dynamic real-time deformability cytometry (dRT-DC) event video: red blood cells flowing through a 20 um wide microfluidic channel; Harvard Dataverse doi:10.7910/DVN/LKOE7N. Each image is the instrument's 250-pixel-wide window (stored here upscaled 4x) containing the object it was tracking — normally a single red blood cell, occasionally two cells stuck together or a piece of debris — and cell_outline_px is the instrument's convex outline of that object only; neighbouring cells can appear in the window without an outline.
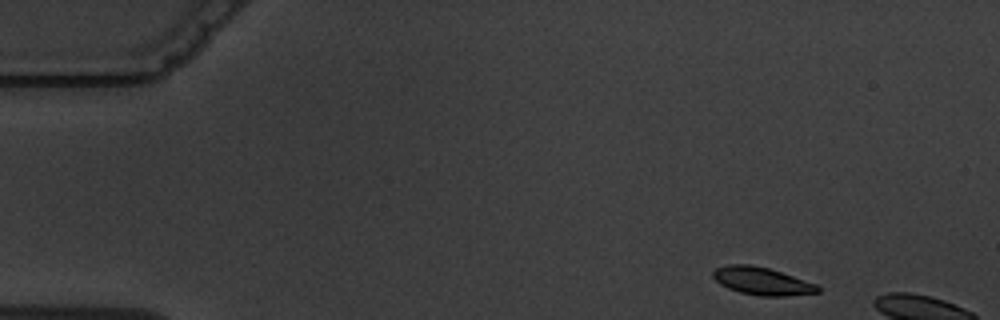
{"species": "common noctule bat (a hibernating species)", "species_latin": "Nyctalus noctula", "temperature_condition": "warm", "stored_images_in_passage": 3, "camera_frame_rate_fps": 3000, "um_per_image_px": 0.085, "animal": {"sex": "male", "body_mass_g": 19.5, "forearm_length_mm": 54.6}, "frame": {"image": 1, "passage_image": 1, "time_ms": 0.0, "image_size_px": [1000, 320], "cell_outline_px": [[820, 292], [788, 296], [760, 296], [740, 292], [728, 288], [720, 284], [712, 276], [712, 272], [716, 268], [728, 264], [752, 264], [768, 268], [816, 284], [820, 288]], "centroid_in_image_um": [64.75, 23.89], "position_along_channel_um": 20.3, "area_um2": 16.82}}